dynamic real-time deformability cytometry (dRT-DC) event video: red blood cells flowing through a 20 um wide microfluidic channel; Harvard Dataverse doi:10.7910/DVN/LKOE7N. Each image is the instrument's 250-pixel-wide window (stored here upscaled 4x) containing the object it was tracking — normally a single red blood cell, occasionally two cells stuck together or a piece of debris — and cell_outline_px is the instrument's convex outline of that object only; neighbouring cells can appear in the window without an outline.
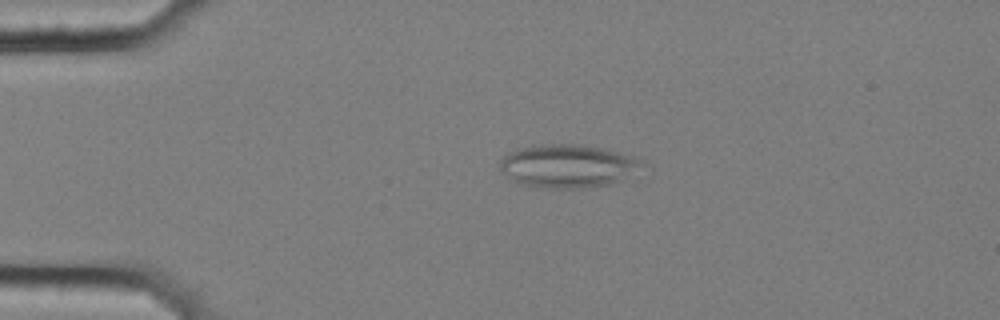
{"species": "common noctule bat (a hibernating species)", "species_latin": "Nyctalus noctula", "temperature_condition": "cold", "stored_images_in_passage": 57, "camera_frame_rate_fps": 3000, "um_per_image_px": 0.085, "animal": {"sex": "female", "body_mass_g": 25.1}, "frame": {"image": 1, "passage_image": 12, "time_ms": 3.667, "image_size_px": [1000, 320], "cell_outline_px": [[636, 164], [620, 180], [608, 184], [580, 188], [548, 188], [520, 184], [512, 180], [500, 172], [500, 160], [504, 156], [516, 148], [532, 144], [580, 144], [608, 148], [632, 156], [636, 160]], "centroid_in_image_um": [48.07, 14.08], "position_along_channel_um": 36.9, "area_um2": 35.14}}
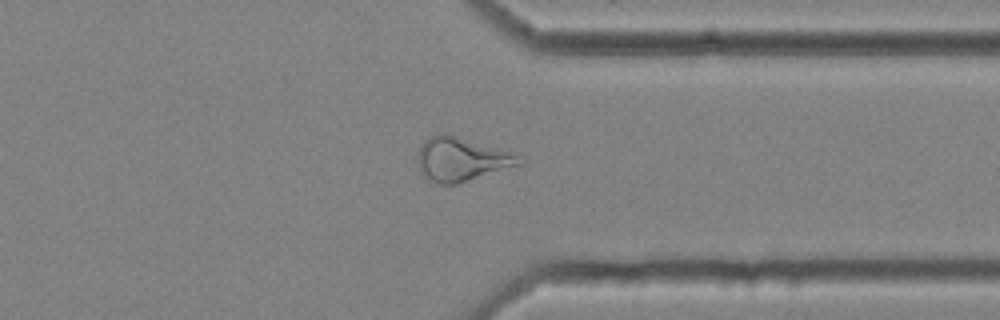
{"frame": {"image": 2, "passage_image": 44, "time_ms": 14.333, "image_size_px": [1000, 320], "cell_outline_px": [[524, 164], [456, 184], [440, 184], [428, 180], [420, 168], [420, 144], [428, 136], [436, 132], [444, 132], [520, 152], [524, 156]], "centroid_in_image_um": [39.36, 13.49], "position_along_channel_um": 372.0, "area_um2": 26.7}}
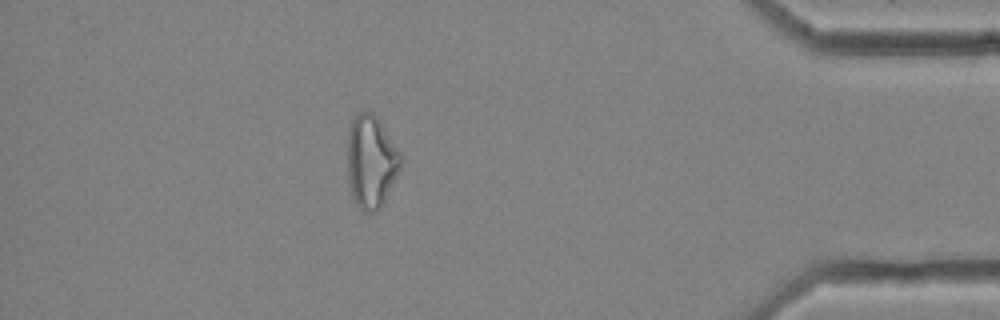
{"frame": {"image": 3, "passage_image": 50, "time_ms": 16.333, "image_size_px": [1000, 320], "cell_outline_px": [[404, 160], [380, 208], [376, 212], [368, 212], [360, 208], [356, 204], [352, 196], [348, 180], [348, 128], [356, 112], [372, 112], [380, 120], [400, 152]], "centroid_in_image_um": [31.54, 13.7], "position_along_channel_um": 403.7, "area_um2": 28.78}, "authors_computed_cell_mechanics": {"area_um2": 28.1486, "velocity_mm_per_s": 3.5309, "shape_relaxation_time_tau1_ms": null, "shape_relaxation_time_tau2_ms": 4.7046, "deformation_change_tau1": null, "deformation_change_tau2": 0.152}}